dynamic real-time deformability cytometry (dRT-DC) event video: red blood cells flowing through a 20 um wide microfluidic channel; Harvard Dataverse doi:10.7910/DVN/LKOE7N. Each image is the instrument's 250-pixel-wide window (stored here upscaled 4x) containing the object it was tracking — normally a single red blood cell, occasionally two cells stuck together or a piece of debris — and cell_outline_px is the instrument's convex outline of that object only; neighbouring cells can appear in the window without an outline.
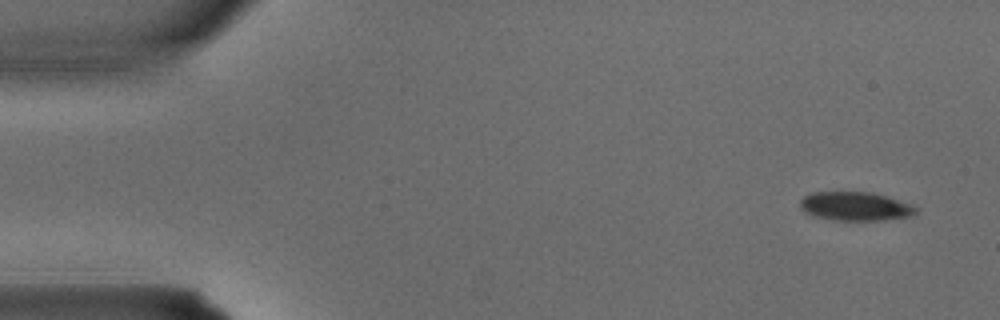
{"species": "common noctule bat (a hibernating species)", "species_latin": "Nyctalus noctula", "temperature_condition": "warm", "stored_images_in_passage": 3, "camera_frame_rate_fps": 3000, "um_per_image_px": 0.085, "animal": {"sex": "male", "body_mass_g": 15.6}, "frame": {"image": 1, "passage_image": 1, "time_ms": 0.0, "image_size_px": [1000, 320], "cell_outline_px": [[920, 208], [912, 216], [884, 220], [832, 220], [812, 216], [804, 212], [800, 208], [800, 200], [804, 196], [812, 192], [872, 192], [912, 204]], "centroid_in_image_um": [72.7, 17.54], "position_along_channel_um": 12.3, "area_um2": 19.65}}
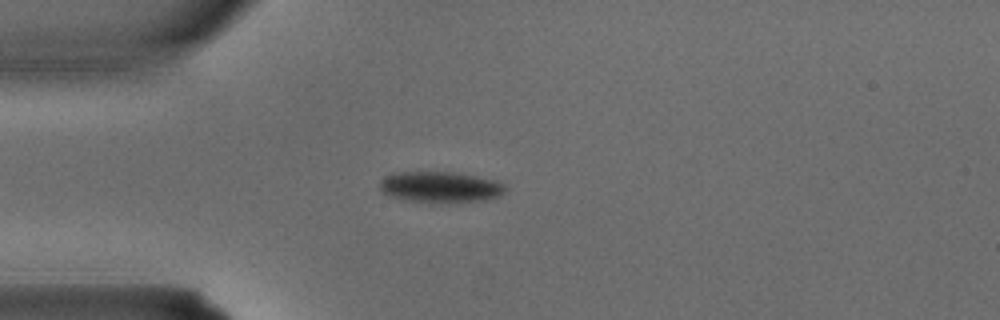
{"frame": {"image": 2, "passage_image": 3, "time_ms": 0.667, "image_size_px": [1000, 320], "cell_outline_px": [[508, 188], [500, 196], [484, 200], [448, 204], [408, 200], [392, 196], [380, 192], [380, 180], [384, 176], [392, 172], [448, 172], [496, 180], [504, 184]], "centroid_in_image_um": [37.42, 15.91], "position_along_channel_um": 47.6, "area_um2": 22.89}}